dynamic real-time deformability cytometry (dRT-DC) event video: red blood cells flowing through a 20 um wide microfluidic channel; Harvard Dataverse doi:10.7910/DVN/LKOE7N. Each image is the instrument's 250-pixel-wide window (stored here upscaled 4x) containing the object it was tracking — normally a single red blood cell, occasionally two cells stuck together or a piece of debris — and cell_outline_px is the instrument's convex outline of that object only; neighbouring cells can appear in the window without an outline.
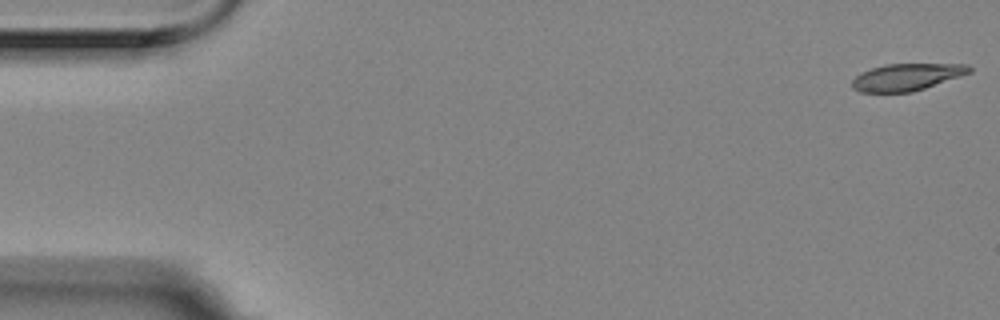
{"species": "Egyptian fruit bat (a non-hibernating species)", "species_latin": "Rousettus aegyptiacus", "temperature_condition": "room temperature", "stored_images_in_passage": 2, "segment_of_instrument_passage": [2, 2], "camera_frame_rate_fps": 3000, "um_per_image_px": 0.085, "animal": {"sex": "female"}, "frame": {"image": 1, "passage_image": 2, "time_ms": 0.333, "image_size_px": [1000, 320], "cell_outline_px": [[972, 72], [912, 92], [860, 92], [852, 88], [852, 80], [860, 72], [884, 64], [968, 64], [972, 68]], "centroid_in_image_um": [77.06, 6.54], "position_along_channel_um": 7.9, "area_um2": 18.38}}